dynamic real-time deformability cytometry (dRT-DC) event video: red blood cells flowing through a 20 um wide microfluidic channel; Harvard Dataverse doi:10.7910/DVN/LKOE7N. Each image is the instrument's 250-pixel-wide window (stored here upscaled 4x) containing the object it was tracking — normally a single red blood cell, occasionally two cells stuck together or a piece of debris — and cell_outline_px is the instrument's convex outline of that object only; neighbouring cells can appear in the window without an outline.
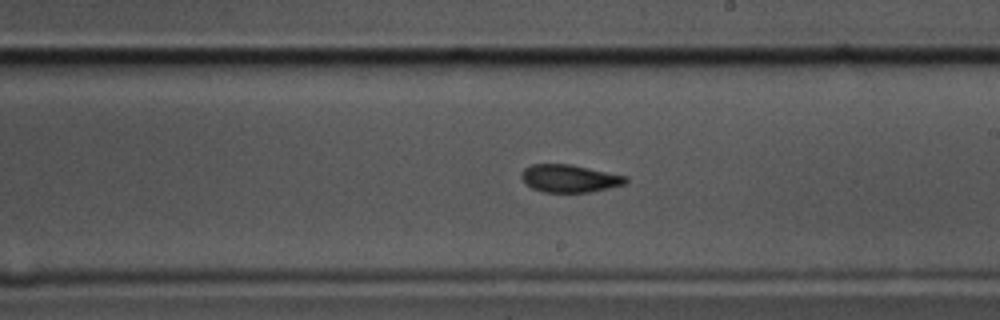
{"species": "common noctule bat (a hibernating species)", "species_latin": "Nyctalus noctula", "temperature_condition": "cold", "stored_images_in_passage": 57, "camera_frame_rate_fps": 3000, "um_per_image_px": 0.085, "animal": {"sex": "male", "body_mass_g": 17.5, "forearm_length_mm": 52.3}, "frame": {"image": 1, "passage_image": 32, "time_ms": 10.333, "image_size_px": [1000, 320], "cell_outline_px": [[628, 184], [588, 192], [544, 192], [532, 188], [520, 176], [520, 172], [524, 168], [532, 164], [572, 164], [628, 176]], "centroid_in_image_um": [48.44, 15.16], "position_along_channel_um": 240.6, "area_um2": 16.94}}
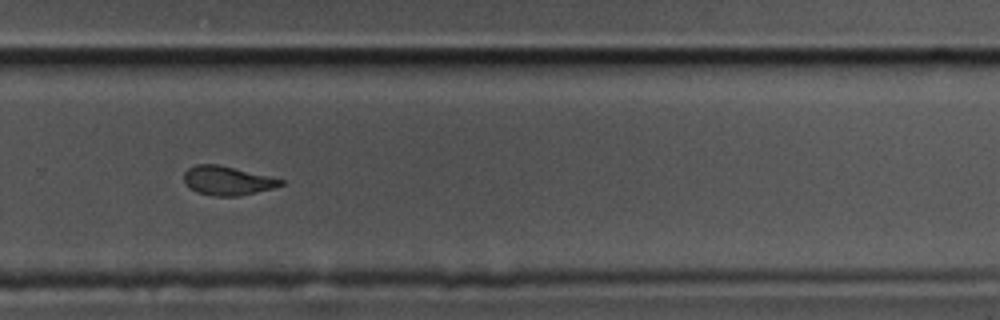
{"frame": {"image": 2, "passage_image": 38, "time_ms": 12.333, "image_size_px": [1000, 320], "cell_outline_px": [[284, 184], [272, 188], [240, 196], [212, 196], [196, 192], [184, 180], [184, 172], [188, 168], [196, 164], [216, 164], [284, 180]], "centroid_in_image_um": [19.3, 15.36], "position_along_channel_um": 310.5, "area_um2": 16.01}}
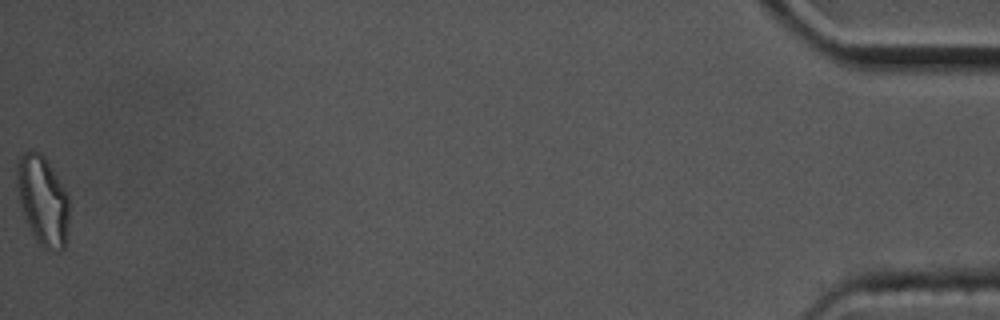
{"frame": {"image": 3, "passage_image": 57, "time_ms": 18.667, "image_size_px": [1000, 320], "cell_outline_px": [[68, 224], [64, 248], [60, 252], [48, 252], [36, 240], [24, 216], [16, 184], [16, 164], [20, 156], [24, 152], [40, 152], [44, 156], [68, 192]], "centroid_in_image_um": [3.64, 17.06], "position_along_channel_um": 431.6, "area_um2": 27.28}, "authors_computed_cell_mechanics": {"area_um2": 17.4556, "velocity_mm_per_s": 3.4894, "shape_relaxation_time_tau1_ms": 8.0541, "shape_relaxation_time_tau2_ms": 2.5346, "deformation_change_tau1": 0.1829, "deformation_change_tau2": 0.0771}}